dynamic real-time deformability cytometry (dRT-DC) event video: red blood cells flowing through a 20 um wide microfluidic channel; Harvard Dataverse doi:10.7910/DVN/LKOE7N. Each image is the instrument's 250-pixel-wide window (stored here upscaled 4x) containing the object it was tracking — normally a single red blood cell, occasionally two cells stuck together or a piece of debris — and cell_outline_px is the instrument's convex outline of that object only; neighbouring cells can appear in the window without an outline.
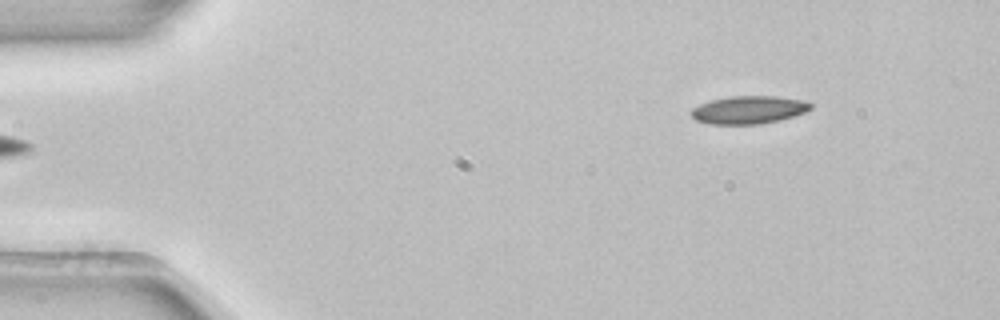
{"species": "common noctule bat (a hibernating species)", "species_latin": "Nyctalus noctula", "temperature_condition": "room temperature", "stored_images_in_passage": 5, "segment_of_instrument_passage": [2, 2], "camera_frame_rate_fps": 3000, "um_per_image_px": 0.085, "animal": {"sex": "female", "body_mass_g": 22.7, "forearm_length_mm": 54.2}, "frame": {"image": 1, "passage_image": 5, "time_ms": 1.333, "image_size_px": [1000, 320], "cell_outline_px": [[812, 108], [804, 112], [780, 120], [760, 124], [708, 124], [696, 120], [688, 112], [692, 108], [700, 104], [712, 100], [732, 96], [776, 96], [800, 100], [812, 104]], "centroid_in_image_um": [63.6, 9.34], "position_along_channel_um": 21.4, "area_um2": 19.31}}